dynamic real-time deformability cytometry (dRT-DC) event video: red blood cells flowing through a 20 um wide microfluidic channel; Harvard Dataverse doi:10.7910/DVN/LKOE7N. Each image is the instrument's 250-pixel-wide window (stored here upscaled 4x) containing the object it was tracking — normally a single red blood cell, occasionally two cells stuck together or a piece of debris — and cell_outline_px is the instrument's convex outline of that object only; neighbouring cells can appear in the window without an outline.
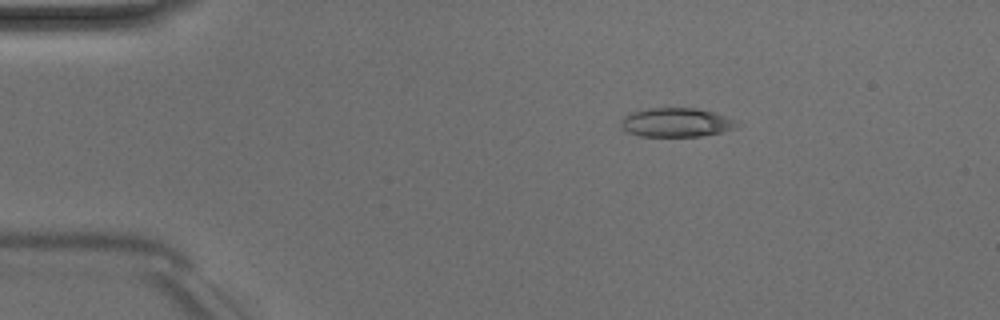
{"species": "Egyptian fruit bat (a non-hibernating species)", "species_latin": "Rousettus aegyptiacus", "temperature_condition": "room temperature", "stored_images_in_passage": 4, "camera_frame_rate_fps": 3000, "um_per_image_px": 0.085, "animal": {"sex": "male"}, "frame": {"image": 1, "passage_image": 3, "time_ms": 2.333, "image_size_px": [1000, 320], "cell_outline_px": [[736, 128], [720, 132], [700, 136], [640, 136], [628, 132], [620, 128], [620, 120], [628, 112], [648, 108], [696, 108], [712, 112], [724, 116], [732, 120], [736, 124]], "centroid_in_image_um": [57.37, 10.4], "position_along_channel_um": 27.6, "area_um2": 19.48}}